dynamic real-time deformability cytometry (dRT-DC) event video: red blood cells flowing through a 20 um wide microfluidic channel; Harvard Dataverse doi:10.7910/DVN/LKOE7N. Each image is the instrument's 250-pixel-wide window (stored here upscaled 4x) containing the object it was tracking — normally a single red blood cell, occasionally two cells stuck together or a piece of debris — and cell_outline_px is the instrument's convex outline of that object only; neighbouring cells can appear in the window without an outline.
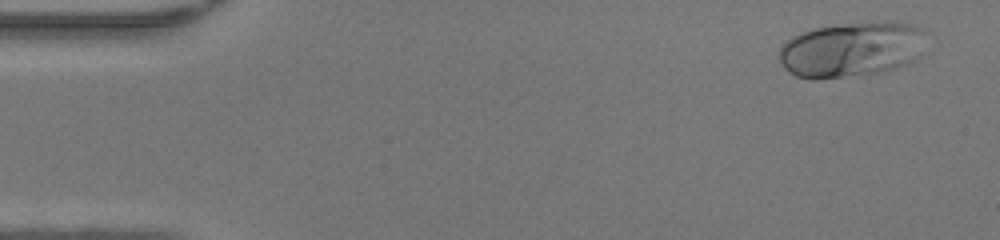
{"species": "human", "species_latin": "Homo sapiens", "temperature_condition": "warm", "stored_images_in_passage": 48, "camera_frame_rate_fps": 3000, "um_per_image_px": 0.085, "donor": {"sex": "female"}, "frame": {"image": 1, "passage_image": 3, "time_ms": 0.667, "image_size_px": [1000, 240], "cell_outline_px": [[924, 32], [920, 56], [916, 60], [896, 68], [884, 72], [864, 76], [816, 80], [812, 80], [796, 76], [784, 68], [780, 60], [780, 44], [792, 36], [800, 32], [816, 28], [880, 20], [912, 24], [920, 28]], "centroid_in_image_um": [72.37, 4.23], "position_along_channel_um": 12.6, "area_um2": 47.97}}
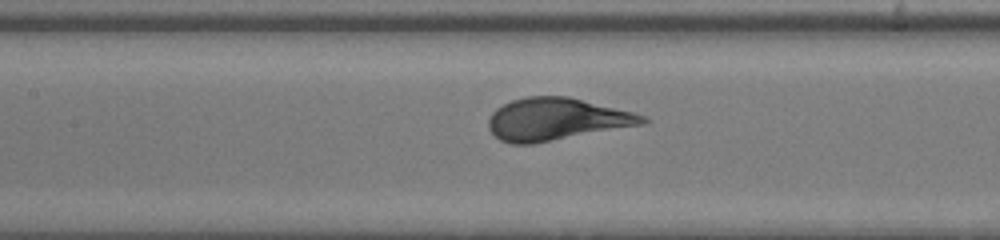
{"frame": {"image": 2, "passage_image": 22, "time_ms": 7.0, "image_size_px": [1000, 240], "cell_outline_px": [[652, 120], [648, 124], [532, 144], [508, 144], [500, 140], [488, 128], [488, 120], [492, 112], [496, 108], [512, 100], [528, 96], [568, 96], [648, 116]], "centroid_in_image_um": [47.34, 10.14], "position_along_channel_um": 160.1, "area_um2": 38.32}}
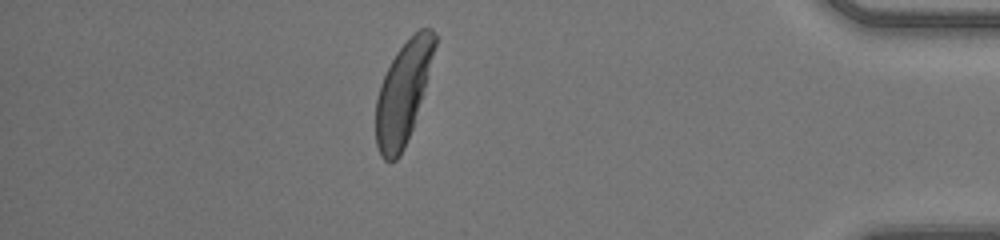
{"frame": {"image": 3, "passage_image": 42, "time_ms": 13.667, "image_size_px": [1000, 240], "cell_outline_px": [[436, 44], [412, 128], [404, 148], [400, 156], [396, 160], [384, 160], [380, 156], [376, 144], [376, 100], [380, 84], [396, 52], [420, 28], [432, 28], [436, 36]], "centroid_in_image_um": [34.23, 7.91], "position_along_channel_um": 401.0, "area_um2": 33.81}}